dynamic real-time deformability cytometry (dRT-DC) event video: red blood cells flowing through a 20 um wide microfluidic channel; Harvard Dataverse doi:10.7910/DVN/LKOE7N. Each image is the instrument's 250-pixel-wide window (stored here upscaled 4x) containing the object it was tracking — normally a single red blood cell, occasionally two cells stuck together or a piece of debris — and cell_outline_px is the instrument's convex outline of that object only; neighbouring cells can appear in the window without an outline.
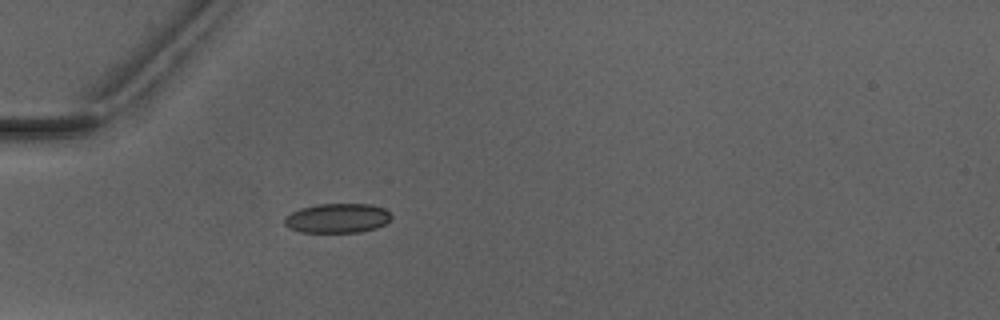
{"species": "Egyptian fruit bat (a non-hibernating species)", "species_latin": "Rousettus aegyptiacus", "temperature_condition": "warm", "stored_images_in_passage": 2, "camera_frame_rate_fps": 3000, "um_per_image_px": 0.085, "animal": {"sex": "male"}, "frame": {"image": 1, "passage_image": 2, "time_ms": 1.0, "image_size_px": [1000, 320], "cell_outline_px": [[392, 216], [384, 224], [376, 228], [360, 232], [300, 232], [288, 228], [284, 224], [284, 216], [300, 208], [316, 204], [372, 204], [384, 208]], "centroid_in_image_um": [28.64, 18.54], "position_along_channel_um": 56.4, "area_um2": 18.44}}